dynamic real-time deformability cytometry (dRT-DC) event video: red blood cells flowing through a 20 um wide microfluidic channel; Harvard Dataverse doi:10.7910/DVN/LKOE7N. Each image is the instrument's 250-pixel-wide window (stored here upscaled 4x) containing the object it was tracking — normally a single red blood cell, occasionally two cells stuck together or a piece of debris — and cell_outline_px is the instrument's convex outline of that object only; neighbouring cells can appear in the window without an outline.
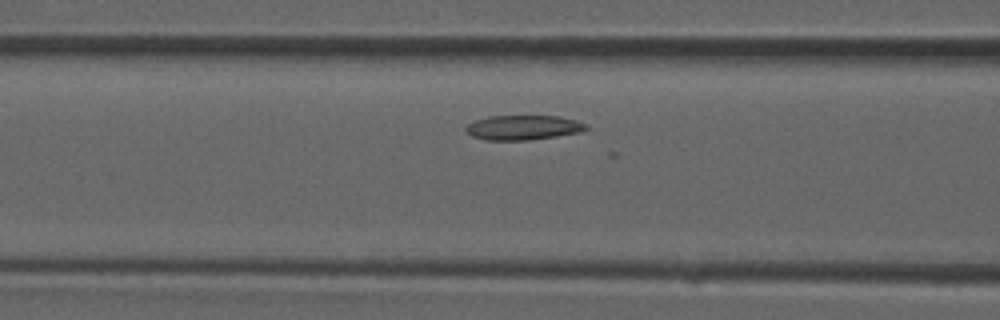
{"species": "common noctule bat (a hibernating species)", "species_latin": "Nyctalus noctula", "temperature_condition": "room temperature", "stored_images_in_passage": 22, "camera_frame_rate_fps": 3000, "um_per_image_px": 0.085, "animal": {"sex": "male", "forearm_length_mm": 52.5}, "frame": {"image": 1, "passage_image": 6, "time_ms": 1.667, "image_size_px": [1000, 320], "cell_outline_px": [[588, 128], [580, 132], [556, 136], [528, 140], [484, 140], [472, 136], [464, 128], [468, 124], [476, 120], [488, 116], [560, 116], [576, 120], [588, 124]], "centroid_in_image_um": [44.48, 10.84], "position_along_channel_um": 122.1, "area_um2": 17.28}}
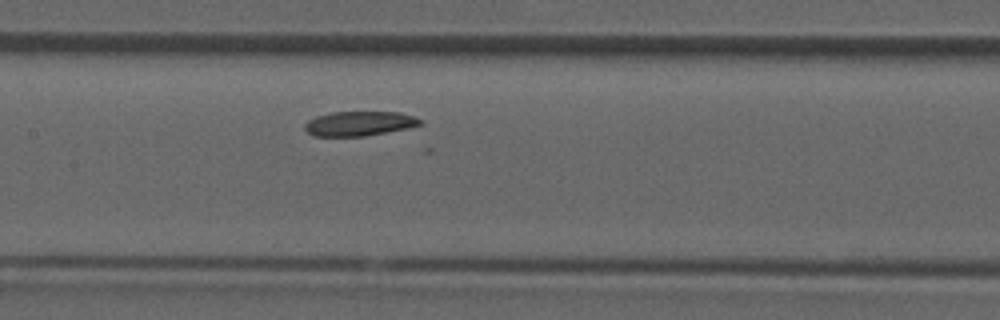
{"frame": {"image": 2, "passage_image": 9, "time_ms": 2.667, "image_size_px": [1000, 320], "cell_outline_px": [[424, 124], [408, 128], [364, 136], [312, 136], [304, 128], [304, 124], [308, 120], [316, 116], [332, 112], [400, 112], [424, 120]], "centroid_in_image_um": [30.55, 10.5], "position_along_channel_um": 176.8, "area_um2": 16.59}}